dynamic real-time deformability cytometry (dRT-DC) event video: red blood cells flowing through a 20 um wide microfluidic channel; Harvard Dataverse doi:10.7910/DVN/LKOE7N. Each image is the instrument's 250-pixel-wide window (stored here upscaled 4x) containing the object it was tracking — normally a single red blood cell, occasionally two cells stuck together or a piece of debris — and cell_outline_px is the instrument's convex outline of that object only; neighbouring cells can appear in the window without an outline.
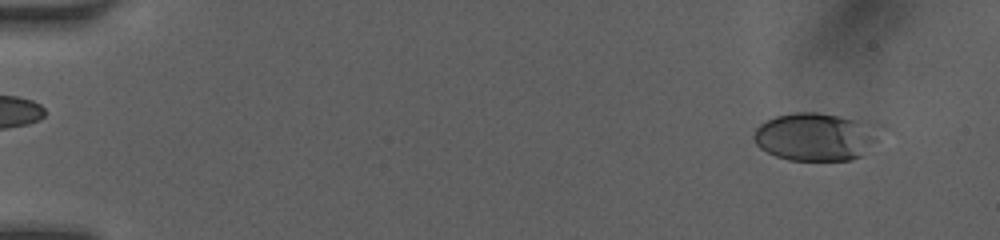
{"species": "human", "species_latin": "Homo sapiens", "temperature_condition": "room temperature", "stored_images_in_passage": 49, "camera_frame_rate_fps": 3000, "um_per_image_px": 0.085, "donor": {"sex": "female"}, "frame": {"image": 1, "passage_image": 3, "time_ms": 0.667, "image_size_px": [1000, 240], "cell_outline_px": [[884, 128], [876, 140], [860, 156], [852, 160], [788, 160], [776, 156], [760, 148], [756, 144], [752, 136], [756, 128], [760, 124], [776, 116], [792, 112], [816, 112], [876, 120]], "centroid_in_image_um": [69.42, 11.58], "position_along_channel_um": 15.6, "area_um2": 36.13}}
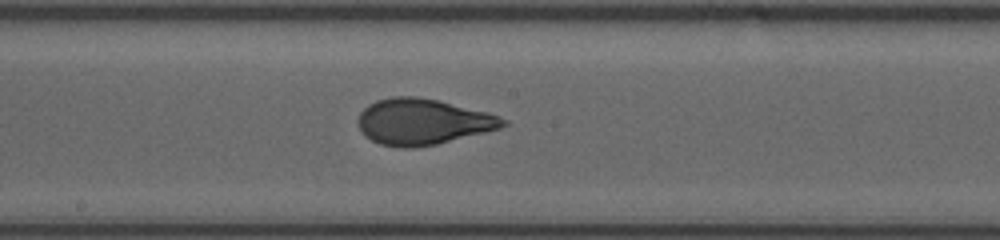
{"frame": {"image": 2, "passage_image": 27, "time_ms": 8.667, "image_size_px": [1000, 240], "cell_outline_px": [[508, 124], [500, 128], [436, 144], [412, 148], [400, 148], [380, 144], [364, 136], [360, 132], [356, 124], [356, 120], [360, 112], [368, 104], [376, 100], [392, 96], [416, 96], [440, 100], [488, 112], [500, 116], [508, 120]], "centroid_in_image_um": [35.89, 10.33], "position_along_channel_um": 212.3, "area_um2": 39.25}}
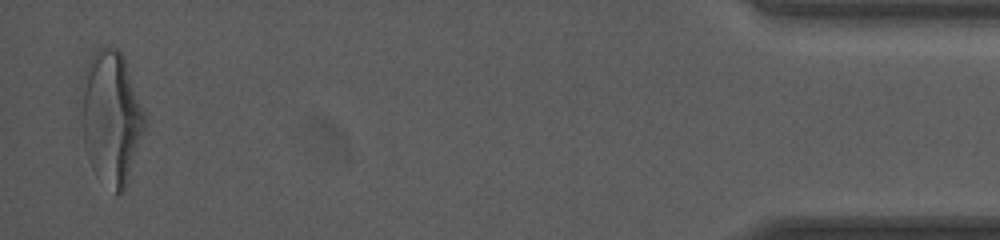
{"frame": {"image": 3, "passage_image": 48, "time_ms": 15.667, "image_size_px": [1000, 240], "cell_outline_px": [[144, 132], [124, 188], [116, 196], [84, 140], [76, 100], [80, 84], [88, 60], [100, 48], [116, 48], [124, 56], [144, 112]], "centroid_in_image_um": [9.42, 9.79], "position_along_channel_um": 425.8, "area_um2": 47.8}, "authors_computed_cell_mechanics": {"area_um2": 37.859, "velocity_mm_per_s": 4.1641, "shape_relaxation_time_tau1_ms": 5.504, "shape_relaxation_time_tau2_ms": null, "deformation_change_tau1": 0.2175, "deformation_change_tau2": null}}